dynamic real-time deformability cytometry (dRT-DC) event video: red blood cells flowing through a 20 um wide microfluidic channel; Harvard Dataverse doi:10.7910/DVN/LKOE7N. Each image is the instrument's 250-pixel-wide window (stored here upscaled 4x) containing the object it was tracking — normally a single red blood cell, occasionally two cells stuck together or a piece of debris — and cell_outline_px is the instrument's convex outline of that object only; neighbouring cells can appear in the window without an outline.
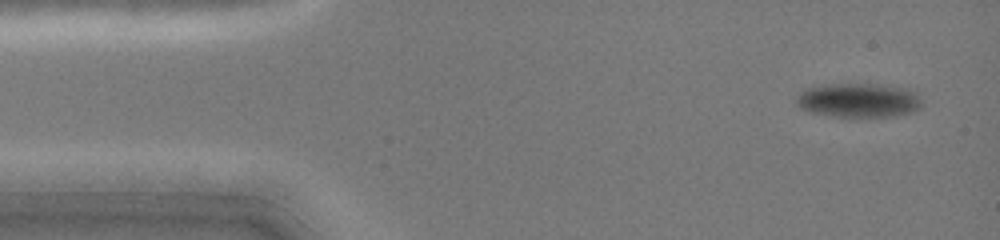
{"species": "common noctule bat (a hibernating species)", "species_latin": "Nyctalus noctula", "temperature_condition": "cold", "stored_images_in_passage": 49, "camera_frame_rate_fps": 3000, "um_per_image_px": 0.085, "animal": {"sex": "female", "body_mass_g": 19.0, "forearm_length_mm": 51.5}, "frame": {"image": 1, "passage_image": 3, "time_ms": 0.667, "image_size_px": [1000, 240], "cell_outline_px": [[924, 104], [920, 108], [912, 112], [892, 116], [832, 116], [808, 112], [800, 108], [796, 104], [796, 96], [800, 92], [808, 88], [828, 84], [880, 84], [912, 88], [916, 92]], "centroid_in_image_um": [73.02, 8.51], "position_along_channel_um": 12.0, "area_um2": 25.32}}
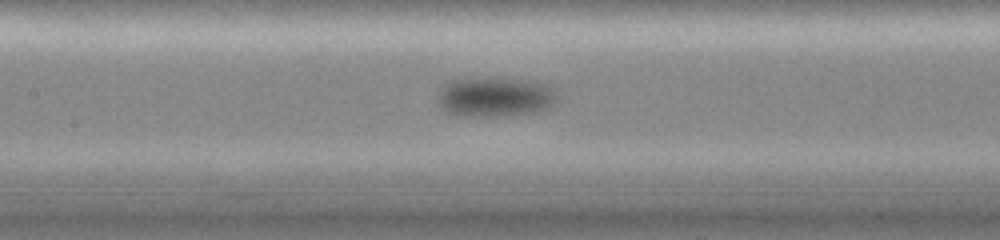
{"frame": {"image": 2, "passage_image": 22, "time_ms": 7.0, "image_size_px": [1000, 240], "cell_outline_px": [[556, 100], [552, 104], [544, 108], [524, 112], [484, 116], [448, 112], [440, 104], [440, 88], [444, 80], [460, 76], [496, 76], [536, 80], [548, 84], [552, 88], [556, 96]], "centroid_in_image_um": [42.02, 8.1], "position_along_channel_um": 165.4, "area_um2": 27.8}}
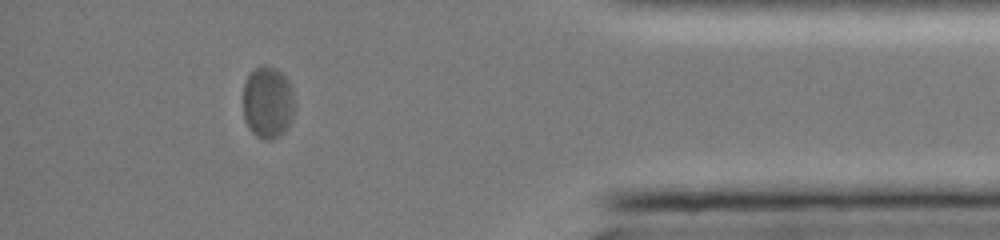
{"frame": {"image": 3, "passage_image": 43, "time_ms": 14.0, "image_size_px": [1000, 240], "cell_outline_px": [[292, 120], [288, 128], [284, 132], [272, 140], [264, 140], [256, 136], [252, 132], [244, 116], [244, 84], [252, 68], [260, 64], [264, 64], [276, 68], [288, 80], [292, 88]], "centroid_in_image_um": [22.75, 8.68], "position_along_channel_um": 412.5, "area_um2": 21.62}}